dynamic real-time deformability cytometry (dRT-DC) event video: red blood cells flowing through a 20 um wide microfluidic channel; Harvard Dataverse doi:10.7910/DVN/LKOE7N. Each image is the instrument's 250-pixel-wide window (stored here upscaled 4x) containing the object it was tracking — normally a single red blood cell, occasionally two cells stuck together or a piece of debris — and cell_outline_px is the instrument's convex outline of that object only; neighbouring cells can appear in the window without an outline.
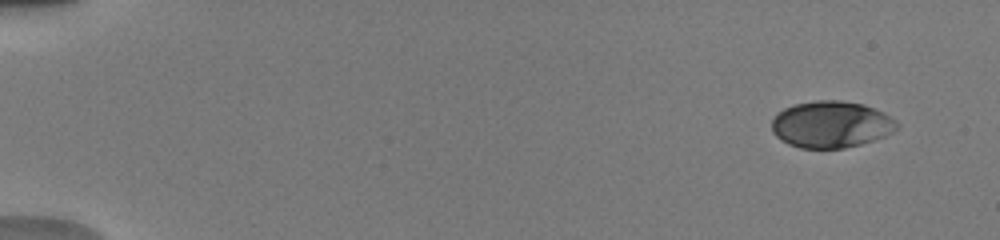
{"species": "human", "species_latin": "Homo sapiens", "temperature_condition": "warm", "stored_images_in_passage": 11, "camera_frame_rate_fps": 3000, "um_per_image_px": 0.085, "donor": {"sex": "male"}, "frame": {"image": 1, "passage_image": 2, "time_ms": 1.0, "image_size_px": [1000, 240], "cell_outline_px": [[900, 128], [884, 136], [860, 144], [844, 148], [800, 148], [788, 144], [780, 140], [772, 132], [772, 120], [776, 112], [784, 108], [796, 104], [816, 100], [840, 100], [864, 104], [884, 112], [896, 120], [900, 124]], "centroid_in_image_um": [70.65, 10.57], "position_along_channel_um": 14.4, "area_um2": 34.33}}
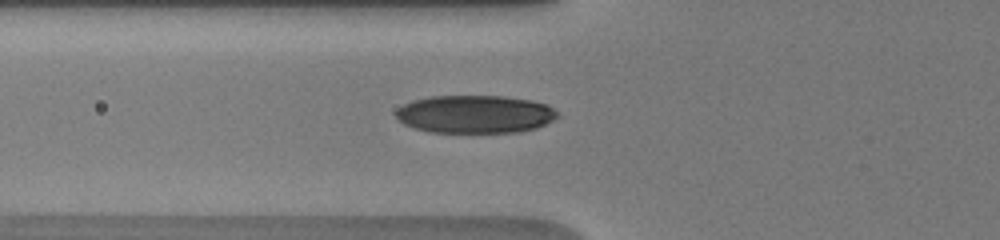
{"frame": {"image": 2, "passage_image": 9, "time_ms": 6.667, "image_size_px": [1000, 240], "cell_outline_px": [[560, 116], [536, 128], [520, 132], [428, 132], [412, 128], [396, 120], [396, 108], [412, 100], [428, 96], [504, 96], [532, 100], [548, 104]], "centroid_in_image_um": [40.33, 9.7], "position_along_channel_um": 85.5, "area_um2": 36.07}}
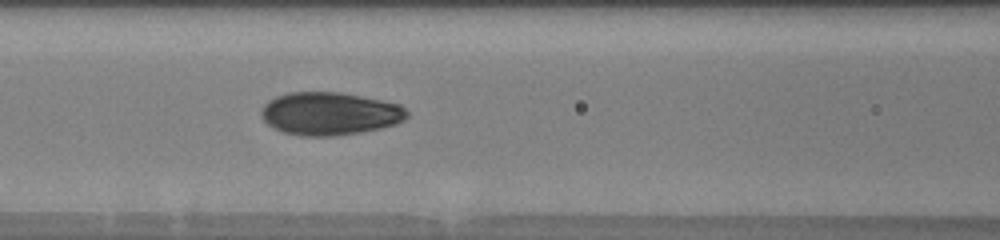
{"frame": {"image": 3, "passage_image": 11, "time_ms": 8.0, "image_size_px": [1000, 240], "cell_outline_px": [[408, 116], [404, 120], [396, 124], [380, 128], [360, 132], [336, 136], [300, 136], [284, 132], [272, 128], [260, 116], [260, 112], [264, 104], [268, 100], [276, 96], [288, 92], [340, 92], [400, 104], [408, 112]], "centroid_in_image_um": [28.0, 9.66], "position_along_channel_um": 138.6, "area_um2": 36.59}}